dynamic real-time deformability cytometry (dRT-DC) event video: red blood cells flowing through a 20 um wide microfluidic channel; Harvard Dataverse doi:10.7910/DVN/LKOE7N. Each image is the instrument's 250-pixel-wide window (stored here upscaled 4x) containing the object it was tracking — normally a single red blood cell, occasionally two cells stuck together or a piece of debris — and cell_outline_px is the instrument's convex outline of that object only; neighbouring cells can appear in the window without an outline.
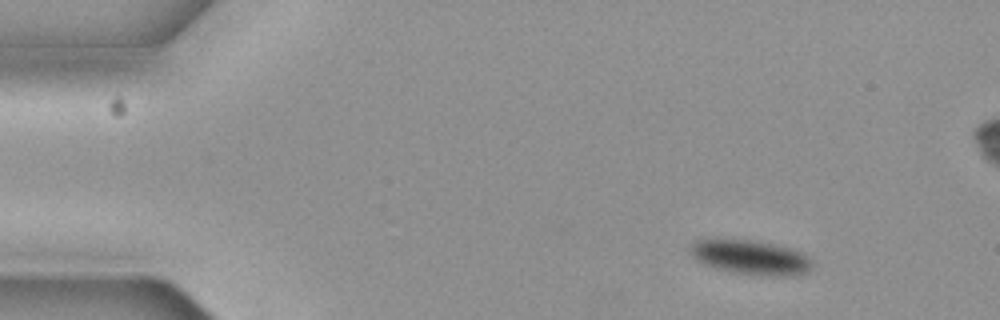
{"species": "common noctule bat (a hibernating species)", "species_latin": "Nyctalus noctula", "temperature_condition": "cold", "stored_images_in_passage": 6, "camera_frame_rate_fps": 3000, "um_per_image_px": 0.085, "animal": {"sex": "female", "body_mass_g": 19.3, "forearm_length_mm": 54.1}, "frame": {"image": 1, "passage_image": 2, "time_ms": 0.333, "image_size_px": [1000, 320], "cell_outline_px": [[812, 268], [808, 272], [792, 276], [768, 276], [732, 272], [716, 268], [704, 264], [696, 260], [688, 252], [688, 248], [696, 240], [704, 236], [712, 236], [752, 240], [772, 244], [788, 248], [800, 252], [808, 256], [812, 260]], "centroid_in_image_um": [63.71, 21.83], "position_along_channel_um": 21.3, "area_um2": 25.32}}
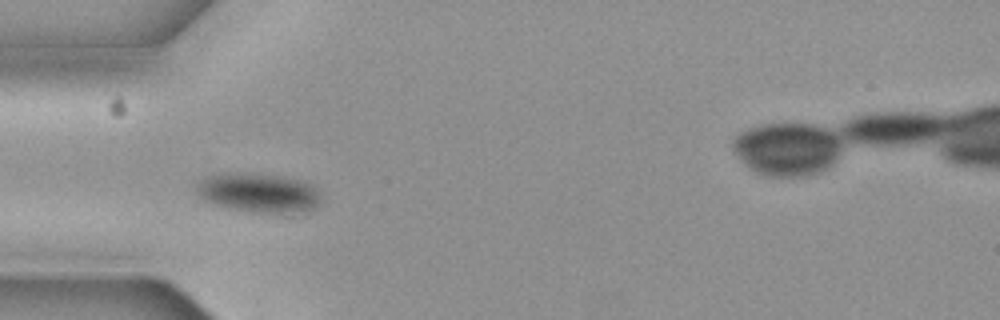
{"frame": {"image": 2, "passage_image": 5, "time_ms": 1.333, "image_size_px": [1000, 320], "cell_outline_px": [[320, 200], [316, 208], [288, 216], [284, 216], [232, 208], [216, 204], [204, 200], [196, 192], [196, 184], [200, 180], [212, 172], [236, 172], [280, 176], [304, 180], [312, 184], [320, 192]], "centroid_in_image_um": [22.02, 16.39], "position_along_channel_um": 63.0, "area_um2": 29.42}}
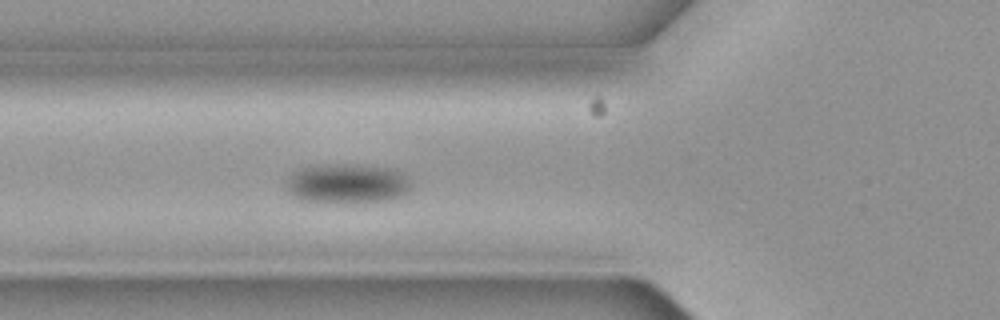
{"frame": {"image": 3, "passage_image": 6, "time_ms": 1.667, "image_size_px": [1000, 320], "cell_outline_px": [[412, 188], [408, 192], [392, 200], [300, 200], [288, 192], [284, 184], [284, 180], [292, 172], [300, 168], [316, 164], [348, 164], [392, 168], [404, 172], [408, 176], [412, 184]], "centroid_in_image_um": [29.51, 15.54], "position_along_channel_um": 96.3, "area_um2": 28.67}}